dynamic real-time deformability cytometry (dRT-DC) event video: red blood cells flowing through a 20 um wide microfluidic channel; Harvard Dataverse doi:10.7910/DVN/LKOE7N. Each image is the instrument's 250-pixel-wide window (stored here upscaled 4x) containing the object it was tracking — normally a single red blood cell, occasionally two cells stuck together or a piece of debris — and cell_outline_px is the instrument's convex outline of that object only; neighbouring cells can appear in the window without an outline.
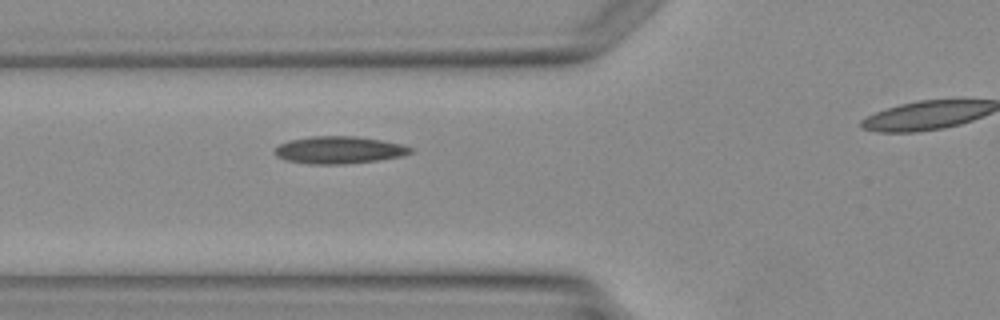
{"species": "Egyptian fruit bat (a non-hibernating species)", "species_latin": "Rousettus aegyptiacus", "temperature_condition": "warm", "stored_images_in_passage": 5, "segment_of_instrument_passage": [1, 2], "camera_frame_rate_fps": 3000, "um_per_image_px": 0.085, "animal": {"sex": "female"}, "frame": {"image": 1, "passage_image": 4, "time_ms": 4.667, "image_size_px": [1000, 320], "cell_outline_px": [[412, 152], [400, 156], [376, 160], [344, 164], [308, 164], [284, 160], [276, 156], [276, 148], [280, 144], [288, 140], [312, 136], [356, 136], [380, 140], [400, 144], [412, 148]], "centroid_in_image_um": [28.77, 12.75], "position_along_channel_um": 97.0, "area_um2": 21.39}}